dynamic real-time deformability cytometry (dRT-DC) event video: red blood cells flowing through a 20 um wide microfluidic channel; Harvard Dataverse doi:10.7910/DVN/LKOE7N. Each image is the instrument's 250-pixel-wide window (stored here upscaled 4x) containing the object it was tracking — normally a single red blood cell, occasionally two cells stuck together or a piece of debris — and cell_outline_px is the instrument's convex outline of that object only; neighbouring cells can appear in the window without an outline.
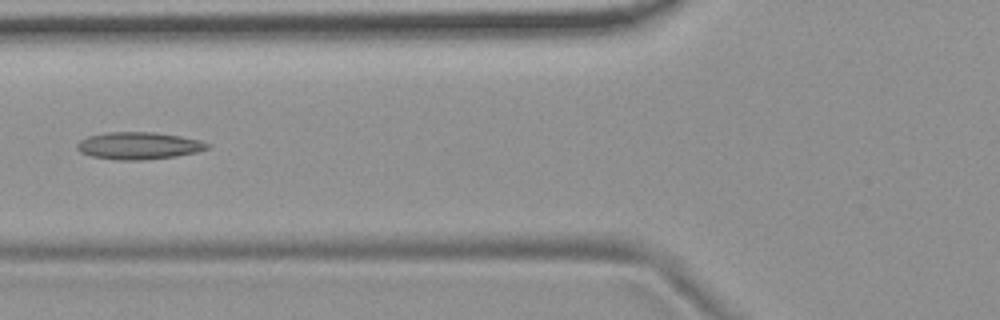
{"species": "common noctule bat (a hibernating species)", "species_latin": "Nyctalus noctula", "temperature_condition": "room temperature", "stored_images_in_passage": 6, "camera_frame_rate_fps": 3000, "um_per_image_px": 0.085, "animal": {"sex": "female", "body_mass_g": 19.9}, "frame": {"image": 1, "passage_image": 6, "time_ms": 5.667, "image_size_px": [1000, 320], "cell_outline_px": [[212, 144], [208, 148], [196, 152], [176, 156], [140, 160], [116, 160], [92, 156], [80, 152], [76, 148], [76, 144], [80, 140], [88, 136], [108, 132], [152, 132], [180, 136], [200, 140]], "centroid_in_image_um": [11.78, 12.38], "position_along_channel_um": 114.0, "area_um2": 20.63}}